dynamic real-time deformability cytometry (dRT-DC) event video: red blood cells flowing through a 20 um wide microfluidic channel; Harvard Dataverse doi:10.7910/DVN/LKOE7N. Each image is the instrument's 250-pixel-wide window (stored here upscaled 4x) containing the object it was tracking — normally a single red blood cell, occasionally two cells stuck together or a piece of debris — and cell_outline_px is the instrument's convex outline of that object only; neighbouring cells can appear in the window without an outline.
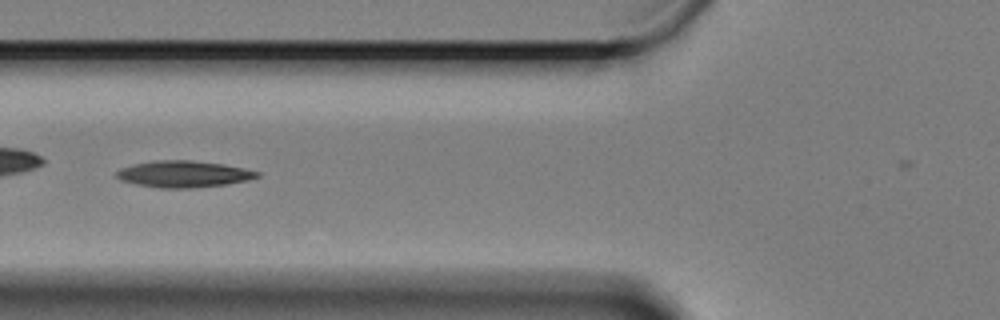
{"species": "Egyptian fruit bat (a non-hibernating species)", "species_latin": "Rousettus aegyptiacus", "temperature_condition": "cold", "stored_images_in_passage": 32, "camera_frame_rate_fps": 3000, "um_per_image_px": 0.085, "animal": {"sex": "female"}, "frame": {"image": 1, "passage_image": 5, "time_ms": 1.333, "image_size_px": [1000, 320], "cell_outline_px": [[260, 176], [248, 180], [224, 184], [192, 188], [160, 188], [136, 184], [120, 180], [116, 176], [116, 172], [120, 168], [132, 164], [156, 160], [188, 160], [220, 164], [244, 168], [260, 172]], "centroid_in_image_um": [15.57, 14.79], "position_along_channel_um": 110.2, "area_um2": 21.62}}
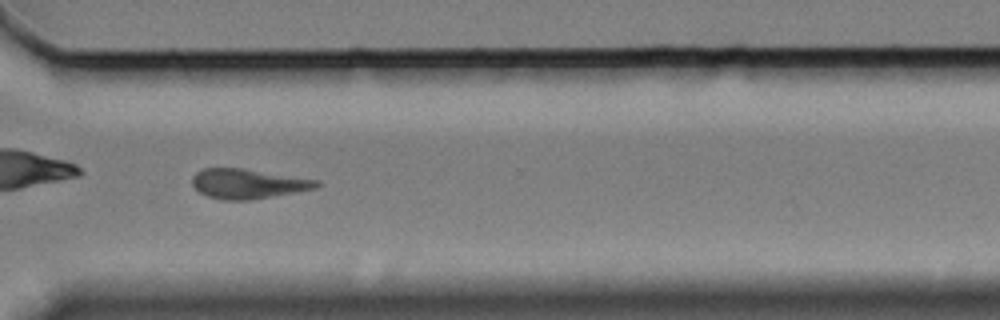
{"frame": {"image": 2, "passage_image": 27, "time_ms": 8.667, "image_size_px": [1000, 320], "cell_outline_px": [[320, 184], [316, 188], [296, 192], [252, 200], [220, 200], [208, 196], [200, 192], [192, 184], [192, 176], [196, 172], [204, 168], [240, 168], [320, 180]], "centroid_in_image_um": [21.07, 15.62], "position_along_channel_um": 349.5, "area_um2": 21.5}}